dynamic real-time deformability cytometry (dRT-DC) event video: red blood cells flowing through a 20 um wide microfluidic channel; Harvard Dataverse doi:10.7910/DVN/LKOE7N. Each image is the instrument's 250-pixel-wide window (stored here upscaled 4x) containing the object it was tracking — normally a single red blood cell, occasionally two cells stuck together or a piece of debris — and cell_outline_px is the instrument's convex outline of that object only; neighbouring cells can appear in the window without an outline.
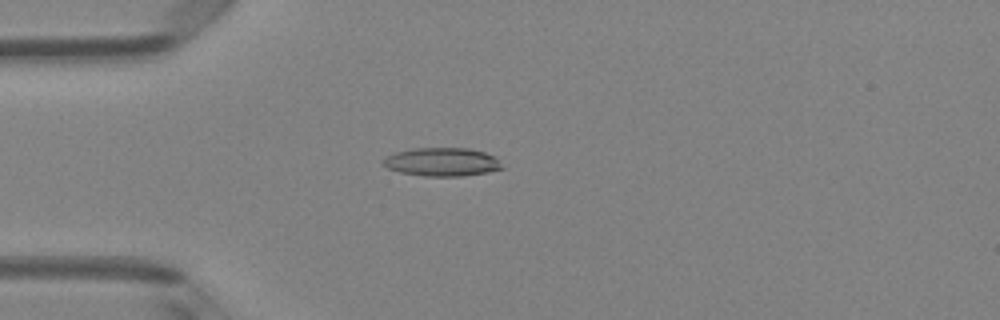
{"species": "Egyptian fruit bat (a non-hibernating species)", "species_latin": "Rousettus aegyptiacus", "temperature_condition": "room temperature", "stored_images_in_passage": 5, "camera_frame_rate_fps": 3000, "um_per_image_px": 0.085, "animal": {"sex": "female"}, "frame": {"image": 1, "passage_image": 4, "time_ms": 1.0, "image_size_px": [1000, 320], "cell_outline_px": [[504, 168], [488, 172], [460, 176], [424, 176], [400, 172], [388, 168], [380, 164], [380, 160], [396, 152], [412, 148], [468, 148], [484, 152], [496, 156]], "centroid_in_image_um": [37.56, 13.76], "position_along_channel_um": 47.4, "area_um2": 19.83}}